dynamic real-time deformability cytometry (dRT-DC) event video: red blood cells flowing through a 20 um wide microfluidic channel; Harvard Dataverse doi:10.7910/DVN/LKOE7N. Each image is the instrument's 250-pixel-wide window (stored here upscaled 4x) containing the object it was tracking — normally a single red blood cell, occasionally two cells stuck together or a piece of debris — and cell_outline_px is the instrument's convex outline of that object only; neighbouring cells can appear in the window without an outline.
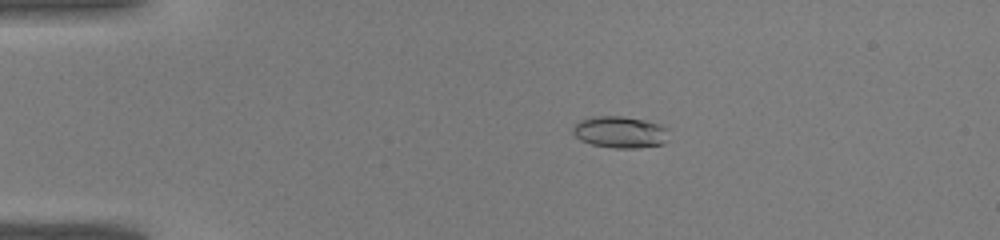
{"species": "common noctule bat (a hibernating species)", "species_latin": "Nyctalus noctula", "temperature_condition": "warm", "stored_images_in_passage": 43, "camera_frame_rate_fps": 3000, "um_per_image_px": 0.085, "animal": {"sex": "male", "body_mass_g": 19.0, "forearm_length_mm": 50.8}, "frame": {"image": 1, "passage_image": 9, "time_ms": 2.667, "image_size_px": [1000, 240], "cell_outline_px": [[668, 140], [664, 144], [636, 148], [612, 148], [592, 144], [580, 140], [572, 132], [572, 128], [580, 120], [592, 116], [620, 116], [644, 120], [660, 124], [668, 128]], "centroid_in_image_um": [52.73, 11.23], "position_along_channel_um": 32.3, "area_um2": 17.86}}
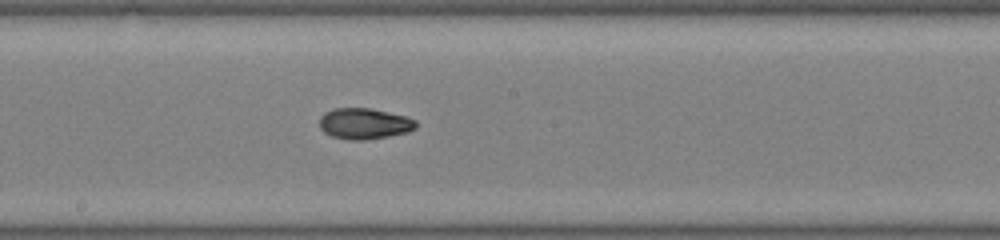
{"frame": {"image": 2, "passage_image": 24, "time_ms": 7.667, "image_size_px": [1000, 240], "cell_outline_px": [[416, 128], [408, 132], [388, 136], [364, 140], [348, 140], [332, 136], [324, 132], [320, 128], [320, 116], [324, 112], [332, 108], [372, 108], [404, 116], [416, 120]], "centroid_in_image_um": [30.94, 10.5], "position_along_channel_um": 217.3, "area_um2": 17.46}}
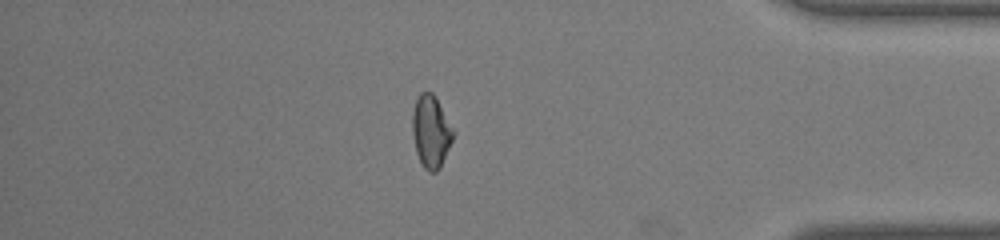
{"frame": {"image": 3, "passage_image": 37, "time_ms": 12.0, "image_size_px": [1000, 240], "cell_outline_px": [[456, 132], [440, 168], [436, 172], [428, 172], [424, 168], [416, 152], [412, 132], [412, 112], [416, 100], [420, 92], [432, 92]], "centroid_in_image_um": [36.64, 11.19], "position_along_channel_um": 398.6, "area_um2": 17.22}}